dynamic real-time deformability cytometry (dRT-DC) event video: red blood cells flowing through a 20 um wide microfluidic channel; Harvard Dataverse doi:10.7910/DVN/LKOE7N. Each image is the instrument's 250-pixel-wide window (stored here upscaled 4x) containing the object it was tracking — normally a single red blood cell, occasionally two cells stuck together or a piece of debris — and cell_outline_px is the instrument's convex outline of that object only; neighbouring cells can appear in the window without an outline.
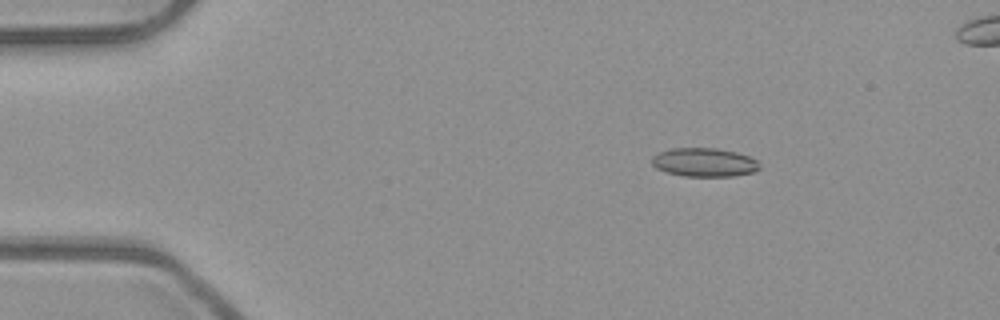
{"species": "common noctule bat (a hibernating species)", "species_latin": "Nyctalus noctula", "temperature_condition": "room temperature", "stored_images_in_passage": 4, "camera_frame_rate_fps": 3000, "um_per_image_px": 0.085, "animal": {"sex": "male", "body_mass_g": 23.1, "forearm_length_mm": 52.7}, "frame": {"image": 1, "passage_image": 2, "time_ms": 0.333, "image_size_px": [1000, 320], "cell_outline_px": [[760, 168], [756, 172], [732, 176], [684, 176], [668, 172], [656, 168], [652, 164], [652, 156], [660, 152], [672, 148], [716, 148], [736, 152], [748, 156], [756, 160]], "centroid_in_image_um": [59.87, 13.8], "position_along_channel_um": 25.1, "area_um2": 17.92}}